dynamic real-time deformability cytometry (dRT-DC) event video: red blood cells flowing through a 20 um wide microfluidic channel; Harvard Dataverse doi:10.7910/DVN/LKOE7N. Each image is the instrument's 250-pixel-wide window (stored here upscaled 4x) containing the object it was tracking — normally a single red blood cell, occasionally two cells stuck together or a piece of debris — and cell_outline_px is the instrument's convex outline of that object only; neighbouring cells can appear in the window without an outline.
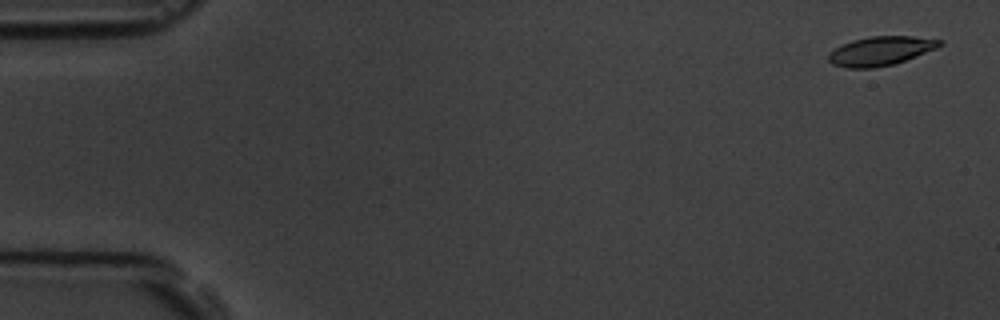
{"species": "common noctule bat (a hibernating species)", "species_latin": "Nyctalus noctula", "temperature_condition": "room temperature", "stored_images_in_passage": 5, "camera_frame_rate_fps": 3000, "um_per_image_px": 0.085, "animal": {"sex": "male", "body_mass_g": 19.5, "forearm_length_mm": 54.6}, "frame": {"image": 1, "passage_image": 1, "time_ms": 0.0, "image_size_px": [1000, 320], "cell_outline_px": [[944, 44], [936, 48], [896, 64], [872, 68], [848, 68], [832, 64], [828, 60], [828, 52], [840, 44], [852, 40], [872, 36], [912, 36], [944, 40]], "centroid_in_image_um": [74.84, 4.33], "position_along_channel_um": 10.2, "area_um2": 19.02}}
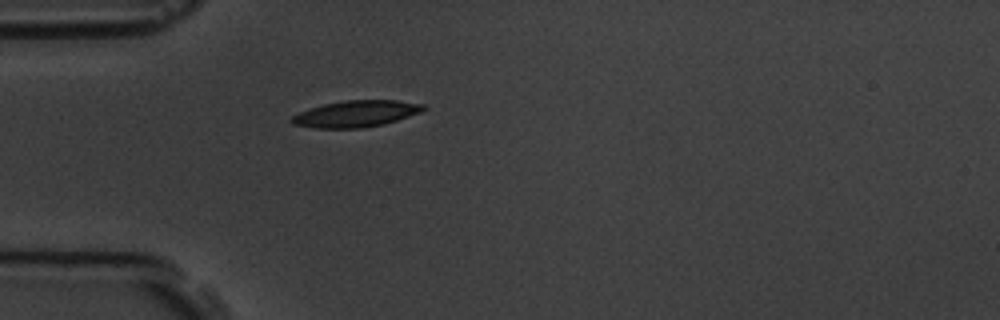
{"frame": {"image": 2, "passage_image": 5, "time_ms": 4.667, "image_size_px": [1000, 320], "cell_outline_px": [[428, 108], [420, 112], [384, 124], [364, 128], [316, 128], [292, 124], [288, 120], [292, 116], [300, 112], [324, 104], [344, 100], [396, 100], [424, 104]], "centroid_in_image_um": [30.26, 9.67], "position_along_channel_um": 54.7, "area_um2": 20.29}}